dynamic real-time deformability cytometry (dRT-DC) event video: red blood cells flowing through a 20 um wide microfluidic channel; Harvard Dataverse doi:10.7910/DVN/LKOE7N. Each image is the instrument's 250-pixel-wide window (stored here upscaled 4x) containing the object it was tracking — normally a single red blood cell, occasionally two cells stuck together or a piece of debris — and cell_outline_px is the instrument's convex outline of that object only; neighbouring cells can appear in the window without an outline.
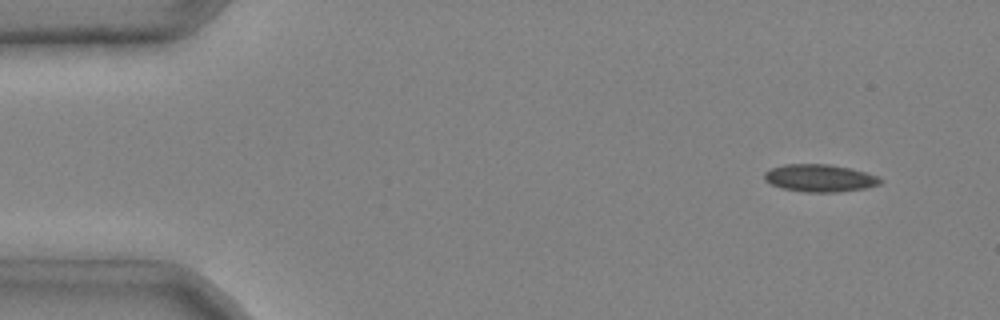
{"species": "common noctule bat (a hibernating species)", "species_latin": "Nyctalus noctula", "temperature_condition": "cold", "stored_images_in_passage": 5, "camera_frame_rate_fps": 3000, "um_per_image_px": 0.085, "animal": {"sex": "male", "body_mass_g": 20.4}, "frame": {"image": 1, "passage_image": 1, "time_ms": 0.0, "image_size_px": [1000, 320], "cell_outline_px": [[884, 180], [880, 184], [864, 188], [836, 192], [804, 192], [780, 188], [764, 180], [764, 172], [772, 168], [784, 164], [828, 164], [848, 168], [880, 176]], "centroid_in_image_um": [69.67, 15.14], "position_along_channel_um": 15.3, "area_um2": 18.55}}
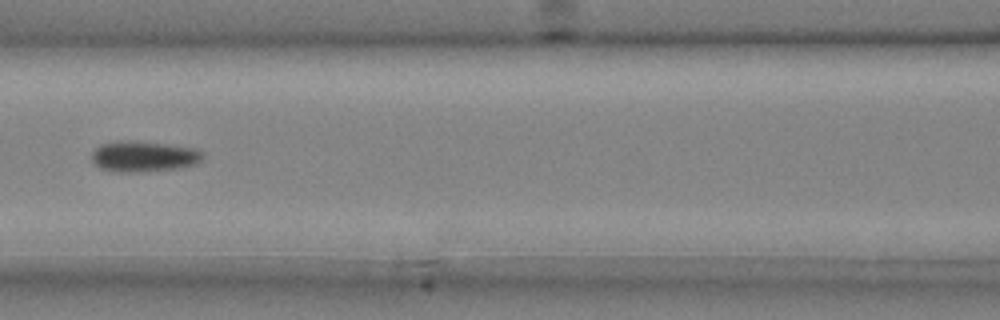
{"frame": {"image": 2, "passage_image": 5, "time_ms": 1.333, "image_size_px": [1000, 320], "cell_outline_px": [[204, 156], [196, 164], [180, 168], [124, 172], [120, 172], [100, 168], [92, 160], [92, 152], [100, 144], [116, 140], [132, 140], [168, 144], [196, 148], [204, 152]], "centroid_in_image_um": [12.23, 13.26], "position_along_channel_um": 154.4, "area_um2": 19.94}}